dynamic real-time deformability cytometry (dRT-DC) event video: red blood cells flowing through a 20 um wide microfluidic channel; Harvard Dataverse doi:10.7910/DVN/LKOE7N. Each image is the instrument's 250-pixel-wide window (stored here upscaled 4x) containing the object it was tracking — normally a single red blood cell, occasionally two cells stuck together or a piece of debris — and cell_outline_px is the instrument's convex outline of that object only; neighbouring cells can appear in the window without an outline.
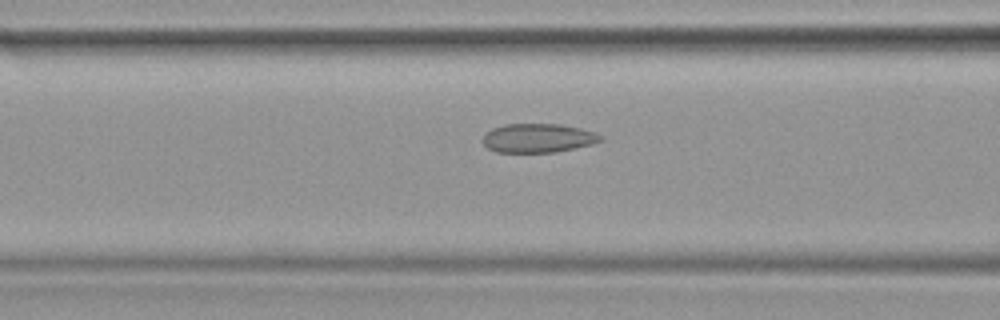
{"species": "common noctule bat (a hibernating species)", "species_latin": "Nyctalus noctula", "temperature_condition": "warm", "stored_images_in_passage": 27, "camera_frame_rate_fps": 3000, "um_per_image_px": 0.085, "animal": {"sex": "female", "body_mass_g": 19.9}, "frame": {"image": 1, "passage_image": 4, "time_ms": 1.0, "image_size_px": [1000, 320], "cell_outline_px": [[604, 140], [592, 144], [576, 148], [556, 152], [496, 152], [488, 148], [480, 140], [492, 128], [504, 124], [560, 124], [580, 128], [596, 132], [604, 136]], "centroid_in_image_um": [45.77, 11.73], "position_along_channel_um": 120.8, "area_um2": 20.06}}
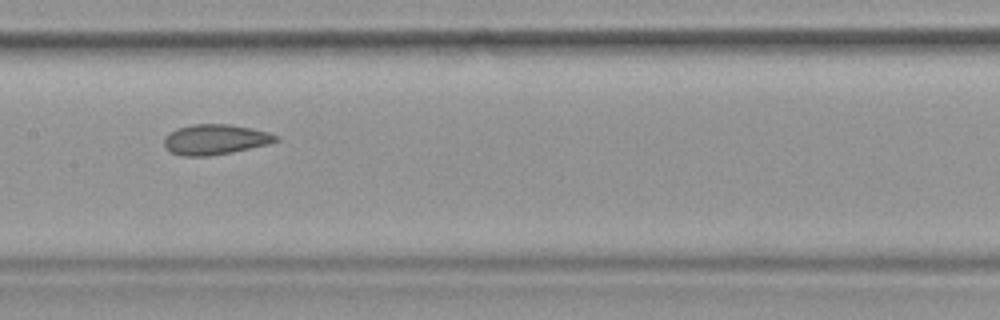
{"frame": {"image": 2, "passage_image": 8, "time_ms": 2.333, "image_size_px": [1000, 320], "cell_outline_px": [[280, 140], [268, 144], [232, 152], [208, 156], [180, 156], [168, 152], [164, 148], [164, 136], [168, 132], [176, 128], [192, 124], [228, 124], [252, 128], [268, 132], [280, 136]], "centroid_in_image_um": [18.25, 11.86], "position_along_channel_um": 189.2, "area_um2": 20.06}}
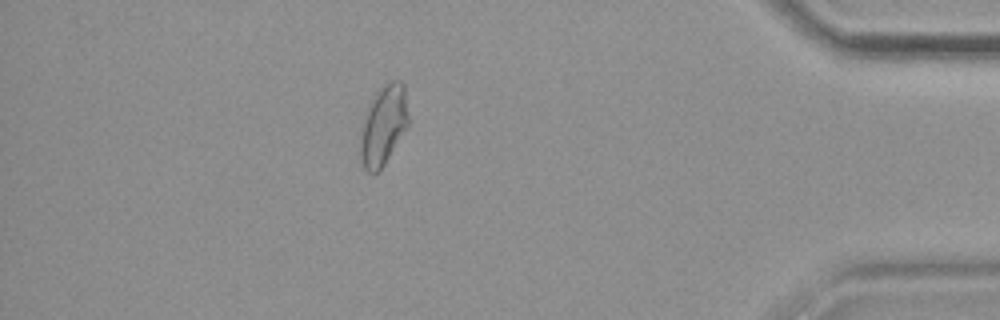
{"frame": {"image": 3, "passage_image": 23, "time_ms": 7.333, "image_size_px": [1000, 320], "cell_outline_px": [[408, 124], [384, 164], [376, 172], [368, 172], [364, 168], [360, 160], [360, 128], [368, 108], [376, 92], [388, 80], [400, 80], [404, 84], [408, 116]], "centroid_in_image_um": [32.57, 10.62], "position_along_channel_um": 402.6, "area_um2": 22.02}}